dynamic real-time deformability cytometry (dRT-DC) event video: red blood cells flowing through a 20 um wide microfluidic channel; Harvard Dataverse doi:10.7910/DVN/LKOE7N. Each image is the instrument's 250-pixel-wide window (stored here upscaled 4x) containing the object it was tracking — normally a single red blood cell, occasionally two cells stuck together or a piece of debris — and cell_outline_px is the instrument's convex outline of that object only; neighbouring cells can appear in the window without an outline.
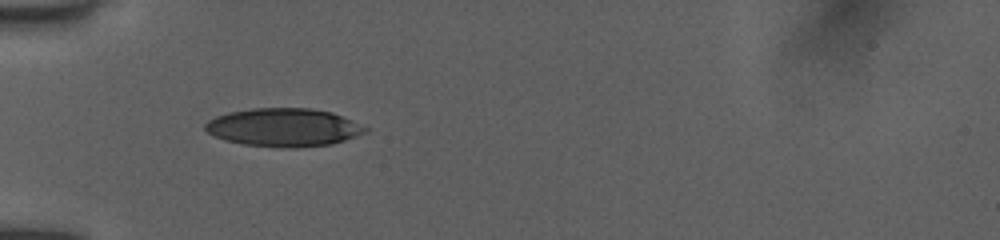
{"species": "human", "species_latin": "Homo sapiens", "temperature_condition": "room temperature", "stored_images_in_passage": 27, "camera_frame_rate_fps": 3000, "um_per_image_px": 0.085, "donor": {"sex": "female"}, "frame": {"image": 1, "passage_image": 1, "time_ms": 0.0, "image_size_px": [1000, 240], "cell_outline_px": [[368, 132], [332, 144], [292, 148], [280, 148], [244, 144], [224, 140], [208, 132], [204, 128], [204, 124], [208, 120], [216, 116], [228, 112], [252, 108], [308, 108], [332, 112], [344, 116], [368, 128]], "centroid_in_image_um": [24.12, 10.83], "position_along_channel_um": 60.9, "area_um2": 35.78}}
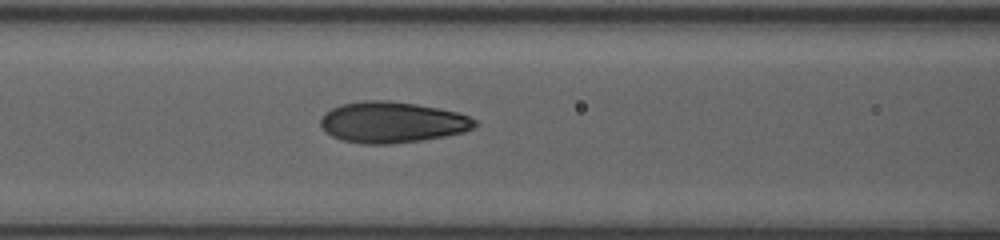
{"frame": {"image": 2, "passage_image": 15, "time_ms": 2.0, "image_size_px": [1000, 240], "cell_outline_px": [[480, 124], [464, 132], [444, 136], [420, 140], [392, 144], [364, 144], [340, 140], [324, 132], [320, 124], [320, 116], [324, 112], [332, 108], [344, 104], [364, 100], [388, 100], [416, 104], [456, 112], [468, 116], [476, 120]], "centroid_in_image_um": [33.29, 10.4], "position_along_channel_um": 133.3, "area_um2": 36.99}}
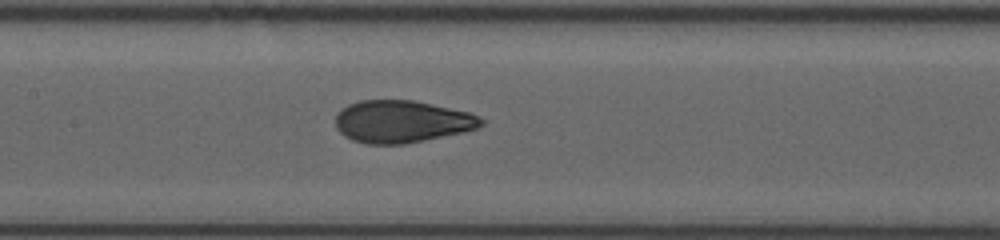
{"frame": {"image": 3, "passage_image": 24, "time_ms": 3.0, "image_size_px": [1000, 240], "cell_outline_px": [[484, 124], [480, 128], [464, 132], [404, 144], [368, 144], [352, 140], [344, 136], [336, 128], [336, 112], [340, 108], [348, 104], [360, 100], [412, 100], [432, 104], [468, 112], [480, 116], [484, 120]], "centroid_in_image_um": [34.14, 10.33], "position_along_channel_um": 173.3, "area_um2": 36.13}}